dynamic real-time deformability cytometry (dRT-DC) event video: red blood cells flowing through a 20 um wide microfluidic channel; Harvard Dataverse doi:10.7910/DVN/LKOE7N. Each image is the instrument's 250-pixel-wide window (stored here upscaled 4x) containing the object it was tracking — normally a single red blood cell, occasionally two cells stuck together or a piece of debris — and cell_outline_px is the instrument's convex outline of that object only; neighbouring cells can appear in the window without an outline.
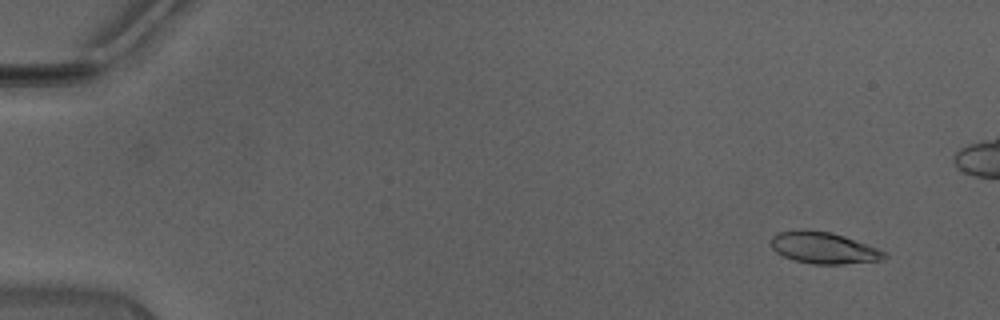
{"species": "Egyptian fruit bat (a non-hibernating species)", "species_latin": "Rousettus aegyptiacus", "temperature_condition": "warm", "stored_images_in_passage": 41, "camera_frame_rate_fps": 3000, "um_per_image_px": 0.085, "animal": {"sex": "male"}, "frame": {"image": 1, "passage_image": 1, "time_ms": 0.0, "image_size_px": [1000, 320], "cell_outline_px": [[876, 252], [860, 260], [804, 260], [788, 256], [788, 232], [824, 232], [840, 236]], "centroid_in_image_um": [70.08, 21.01], "position_along_channel_um": 14.9, "area_um2": 13.76}}
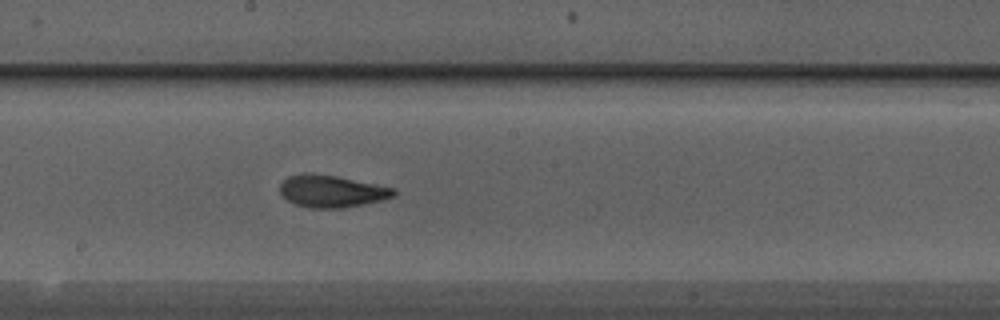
{"frame": {"image": 2, "passage_image": 24, "time_ms": 7.667, "image_size_px": [1000, 320], "cell_outline_px": [[392, 192], [388, 196], [348, 204], [308, 204], [296, 200], [288, 196], [284, 192], [284, 188], [288, 180], [300, 176], [316, 176], [344, 180], [384, 188]], "centroid_in_image_um": [28.15, 16.22], "position_along_channel_um": 220.0, "area_um2": 15.66}}
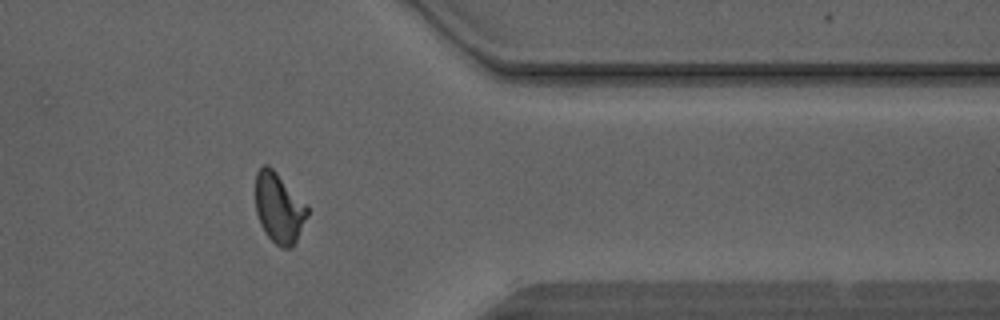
{"frame": {"image": 3, "passage_image": 36, "time_ms": 11.667, "image_size_px": [1000, 320], "cell_outline_px": [[308, 212], [292, 240], [288, 244], [284, 244], [276, 240], [264, 228], [256, 204], [256, 180], [260, 172], [264, 168], [268, 168], [308, 208]], "centroid_in_image_um": [23.68, 17.62], "position_along_channel_um": 387.7, "area_um2": 17.74}, "authors_computed_cell_mechanics": {"area_um2": 15.606, "velocity_mm_per_s": 4.4887, "shape_relaxation_time_tau1_ms": null, "shape_relaxation_time_tau2_ms": 3.6677, "deformation_change_tau1": null, "deformation_change_tau2": 0.075}}